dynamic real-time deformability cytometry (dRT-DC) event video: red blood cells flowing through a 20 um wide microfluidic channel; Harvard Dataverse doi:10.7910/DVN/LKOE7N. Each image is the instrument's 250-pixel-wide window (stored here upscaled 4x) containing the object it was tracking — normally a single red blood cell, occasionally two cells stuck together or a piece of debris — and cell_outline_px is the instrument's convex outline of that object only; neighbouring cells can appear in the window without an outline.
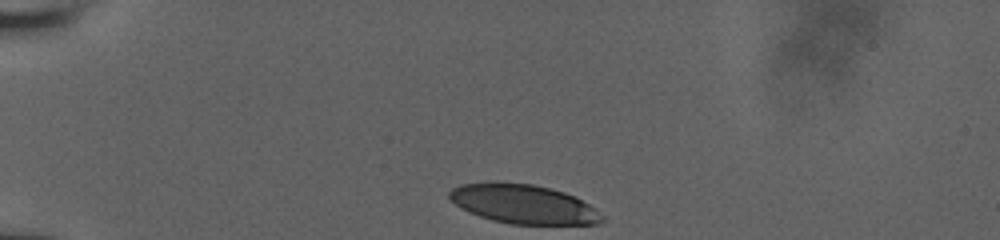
{"species": "human", "species_latin": "Homo sapiens", "temperature_condition": "room temperature", "stored_images_in_passage": 53, "camera_frame_rate_fps": 3000, "um_per_image_px": 0.085, "donor": {"sex": "male"}, "frame": {"image": 1, "passage_image": 1, "time_ms": 0.0, "image_size_px": [1000, 240], "cell_outline_px": [[604, 220], [600, 224], [508, 224], [492, 220], [468, 212], [460, 208], [448, 196], [448, 192], [452, 188], [460, 184], [496, 180], [532, 184], [564, 192], [576, 196], [588, 204], [604, 216]], "centroid_in_image_um": [44.45, 17.33], "position_along_channel_um": 40.5, "area_um2": 35.26}}
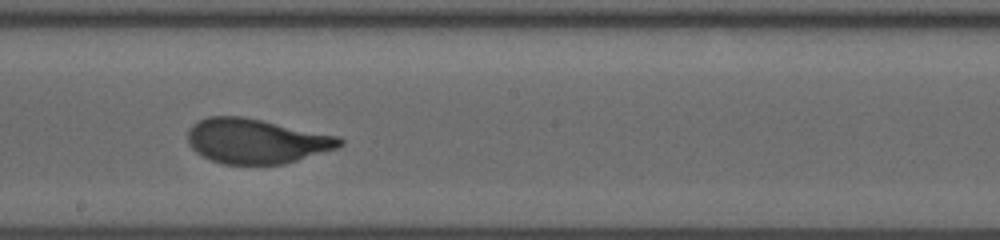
{"frame": {"image": 2, "passage_image": 29, "time_ms": 6.333, "image_size_px": [1000, 240], "cell_outline_px": [[344, 144], [340, 148], [284, 164], [224, 164], [212, 160], [196, 152], [188, 144], [188, 132], [192, 124], [208, 116], [240, 116], [340, 136], [344, 140]], "centroid_in_image_um": [21.82, 12.0], "position_along_channel_um": 226.4, "area_um2": 39.65}}
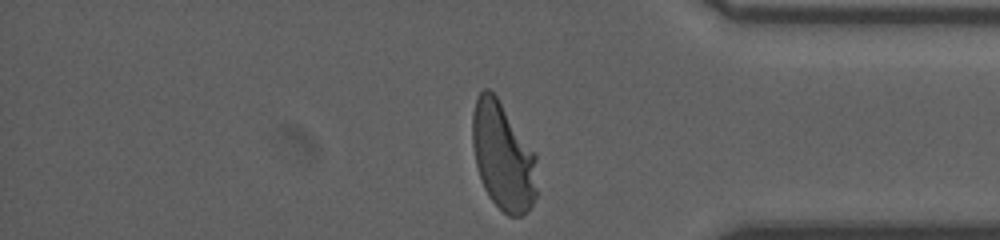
{"frame": {"image": 3, "passage_image": 52, "time_ms": 11.0, "image_size_px": [1000, 240], "cell_outline_px": [[536, 196], [528, 212], [524, 216], [508, 216], [488, 196], [480, 180], [476, 168], [472, 144], [472, 112], [476, 96], [484, 88], [488, 88], [496, 96], [536, 156]], "centroid_in_image_um": [42.72, 13.31], "position_along_channel_um": 392.5, "area_um2": 40.52}, "authors_computed_cell_mechanics": {"area_um2": 39.4774, "velocity_mm_per_s": 3.8232, "shape_relaxation_time_tau1_ms": 4.146, "shape_relaxation_time_tau2_ms": null, "deformation_change_tau1": 0.2041, "deformation_change_tau2": null}}